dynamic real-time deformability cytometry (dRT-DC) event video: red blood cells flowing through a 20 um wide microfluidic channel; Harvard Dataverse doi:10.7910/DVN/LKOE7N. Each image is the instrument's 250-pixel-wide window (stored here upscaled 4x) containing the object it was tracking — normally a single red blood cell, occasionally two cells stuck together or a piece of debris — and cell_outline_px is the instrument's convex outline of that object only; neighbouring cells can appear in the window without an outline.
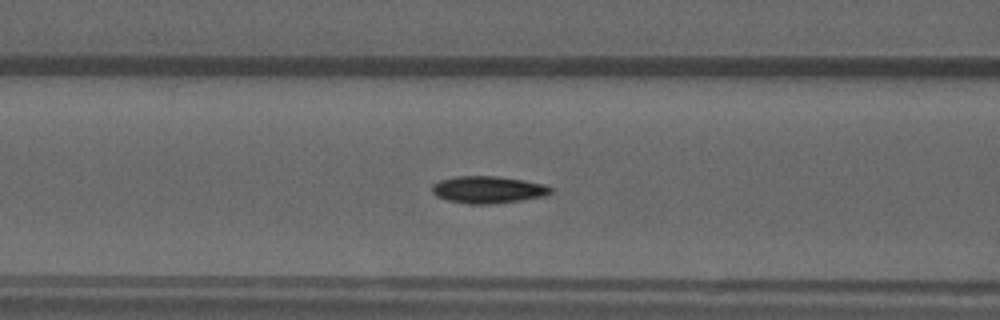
{"species": "common noctule bat (a hibernating species)", "species_latin": "Nyctalus noctula", "temperature_condition": "warm", "stored_images_in_passage": 55, "camera_frame_rate_fps": 3000, "um_per_image_px": 0.085, "animal": {"sex": "male", "forearm_length_mm": 52.5}, "frame": {"image": 1, "passage_image": 22, "time_ms": 7.0, "image_size_px": [1000, 320], "cell_outline_px": [[552, 192], [548, 196], [492, 204], [468, 204], [448, 200], [436, 196], [432, 192], [432, 184], [440, 180], [456, 176], [496, 176], [524, 180], [544, 184], [552, 188]], "centroid_in_image_um": [41.5, 16.12], "position_along_channel_um": 125.1, "area_um2": 18.84}}
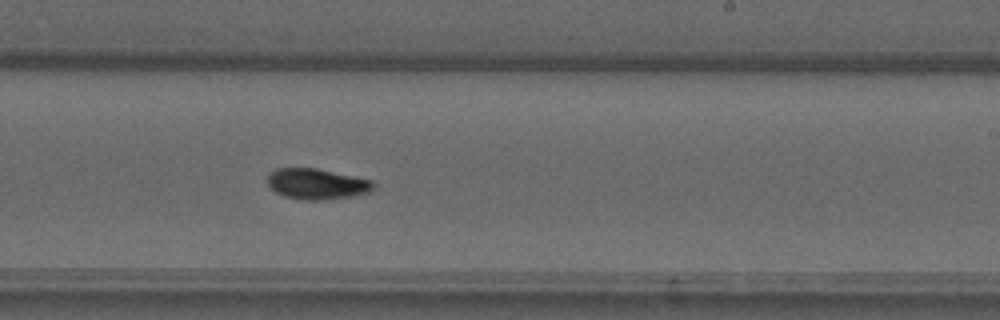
{"frame": {"image": 2, "passage_image": 33, "time_ms": 10.667, "image_size_px": [1000, 320], "cell_outline_px": [[376, 188], [372, 192], [352, 196], [324, 200], [304, 200], [284, 196], [276, 192], [268, 184], [268, 172], [276, 168], [316, 168], [372, 180], [376, 184]], "centroid_in_image_um": [26.96, 15.63], "position_along_channel_um": 262.0, "area_um2": 19.13}}
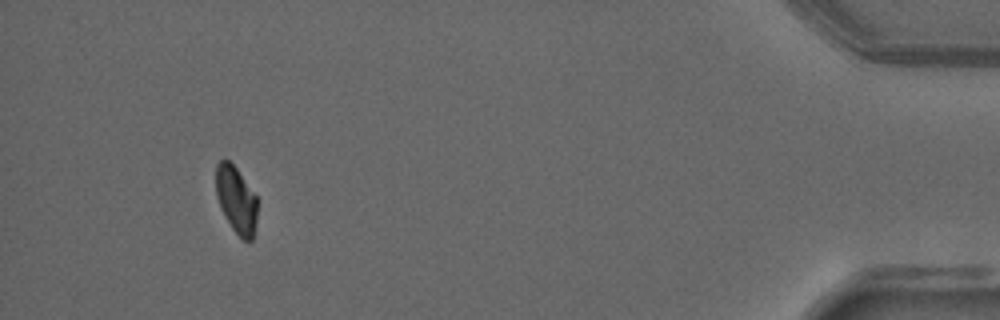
{"frame": {"image": 3, "passage_image": 51, "time_ms": 16.667, "image_size_px": [1000, 320], "cell_outline_px": [[256, 224], [252, 240], [244, 240], [232, 228], [224, 216], [220, 208], [216, 196], [216, 164], [220, 160], [228, 160], [236, 168], [256, 196]], "centroid_in_image_um": [20.05, 16.98], "position_along_channel_um": 415.1, "area_um2": 15.95}, "authors_computed_cell_mechanics": {"area_um2": 18.0336, "velocity_mm_per_s": 3.7504, "shape_relaxation_time_tau1_ms": 7.8123, "shape_relaxation_time_tau2_ms": 6.1042, "deformation_change_tau1": 0.2069, "deformation_change_tau2": 0.08}}